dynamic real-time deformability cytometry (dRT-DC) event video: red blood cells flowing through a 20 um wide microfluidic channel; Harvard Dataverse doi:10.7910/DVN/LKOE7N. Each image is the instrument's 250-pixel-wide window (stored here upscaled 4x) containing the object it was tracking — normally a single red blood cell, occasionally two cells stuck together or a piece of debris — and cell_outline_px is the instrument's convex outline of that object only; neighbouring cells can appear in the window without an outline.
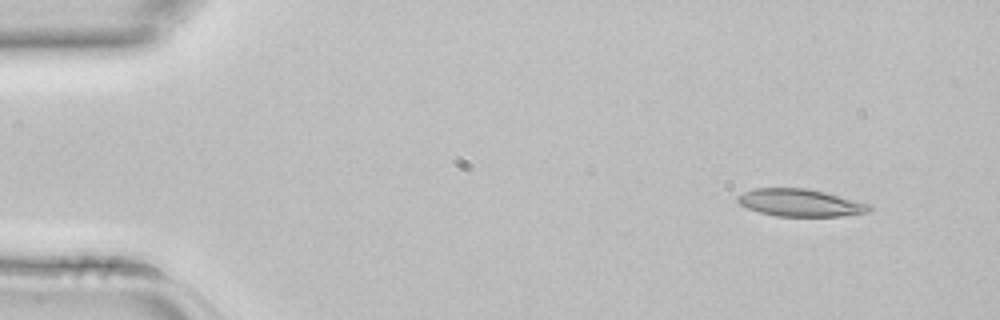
{"species": "common noctule bat (a hibernating species)", "species_latin": "Nyctalus noctula", "temperature_condition": "room temperature", "stored_images_in_passage": 3, "camera_frame_rate_fps": 3000, "um_per_image_px": 0.085, "animal": {"sex": "female", "body_mass_g": 22.7, "forearm_length_mm": 54.2}, "frame": {"image": 1, "passage_image": 1, "time_ms": 0.0, "image_size_px": [1000, 320], "cell_outline_px": [[872, 208], [868, 212], [840, 216], [776, 216], [760, 212], [748, 208], [740, 204], [736, 200], [736, 196], [752, 188], [808, 188], [872, 204]], "centroid_in_image_um": [68.02, 17.23], "position_along_channel_um": 17.0, "area_um2": 21.04}}
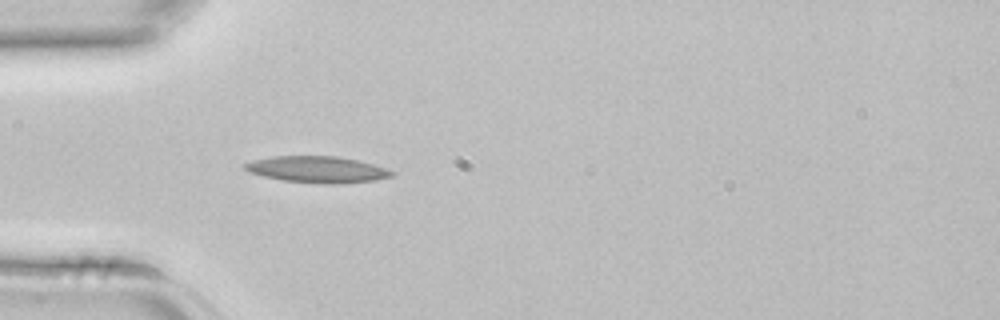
{"frame": {"image": 2, "passage_image": 3, "time_ms": 0.667, "image_size_px": [1000, 320], "cell_outline_px": [[396, 172], [392, 176], [376, 180], [340, 184], [328, 184], [284, 180], [264, 176], [248, 172], [244, 168], [244, 164], [252, 160], [272, 156], [340, 156], [372, 164]], "centroid_in_image_um": [26.97, 14.4], "position_along_channel_um": 58.0, "area_um2": 22.54}}